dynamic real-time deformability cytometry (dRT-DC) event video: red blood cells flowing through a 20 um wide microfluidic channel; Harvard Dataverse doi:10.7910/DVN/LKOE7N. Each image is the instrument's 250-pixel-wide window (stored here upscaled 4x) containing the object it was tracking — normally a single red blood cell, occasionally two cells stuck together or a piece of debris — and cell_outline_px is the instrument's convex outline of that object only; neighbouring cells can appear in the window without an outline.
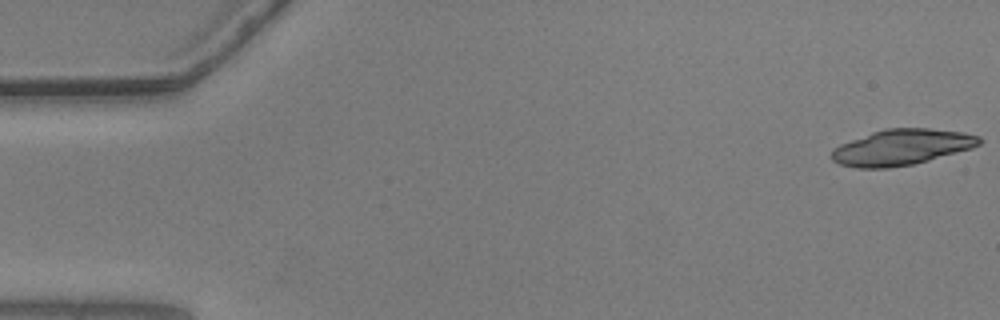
{"species": "common noctule bat (a hibernating species)", "species_latin": "Nyctalus noctula", "temperature_condition": "warm", "stored_images_in_passage": 20, "camera_frame_rate_fps": 3000, "um_per_image_px": 0.085, "animal": {"sex": "male", "body_mass_g": 20.5, "forearm_length_mm": 52.5}, "frame": {"image": 1, "passage_image": 1, "time_ms": 0.0, "image_size_px": [1000, 320], "cell_outline_px": [[984, 140], [980, 144], [972, 148], [928, 160], [912, 164], [888, 168], [856, 168], [840, 164], [832, 160], [828, 156], [832, 148], [840, 144], [872, 132], [884, 128], [928, 128], [964, 132], [980, 136]], "centroid_in_image_um": [76.62, 12.51], "position_along_channel_um": 8.4, "area_um2": 30.98}}